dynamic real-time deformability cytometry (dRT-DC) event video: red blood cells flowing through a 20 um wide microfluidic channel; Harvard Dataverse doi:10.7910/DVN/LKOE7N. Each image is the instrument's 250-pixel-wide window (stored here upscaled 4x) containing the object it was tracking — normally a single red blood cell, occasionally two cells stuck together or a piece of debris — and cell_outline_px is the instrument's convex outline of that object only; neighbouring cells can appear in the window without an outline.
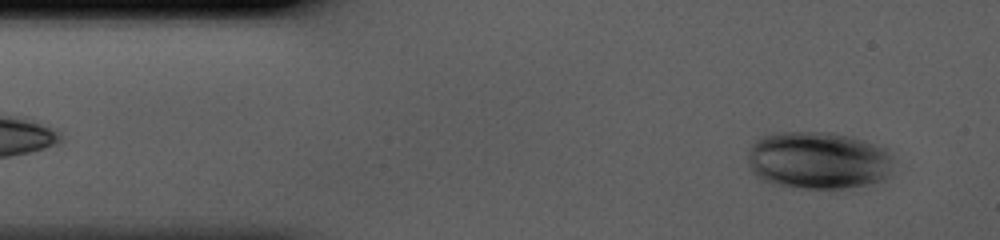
{"species": "human", "species_latin": "Homo sapiens", "temperature_condition": "cold", "stored_images_in_passage": 38, "camera_frame_rate_fps": 3000, "um_per_image_px": 0.085, "donor": {"sex": "male"}, "frame": {"image": 1, "passage_image": 2, "time_ms": 0.333, "image_size_px": [1000, 240], "cell_outline_px": [[892, 176], [884, 180], [868, 184], [844, 188], [780, 188], [760, 180], [752, 172], [748, 164], [748, 152], [752, 144], [760, 136], [776, 132], [832, 132], [864, 140], [888, 148], [892, 156]], "centroid_in_image_um": [69.54, 13.64], "position_along_channel_um": 15.5, "area_um2": 50.05}}
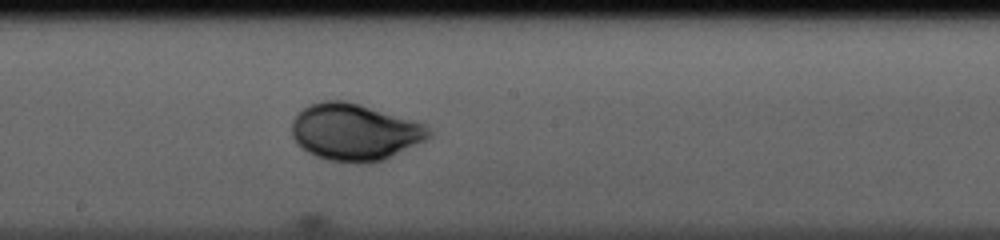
{"frame": {"image": 2, "passage_image": 21, "time_ms": 6.667, "image_size_px": [1000, 240], "cell_outline_px": [[432, 136], [384, 160], [368, 164], [356, 164], [328, 160], [316, 156], [308, 152], [292, 136], [292, 120], [304, 108], [312, 104], [324, 100], [344, 100], [360, 104], [424, 124], [432, 132]], "centroid_in_image_um": [30.15, 11.24], "position_along_channel_um": 218.1, "area_um2": 45.08}}
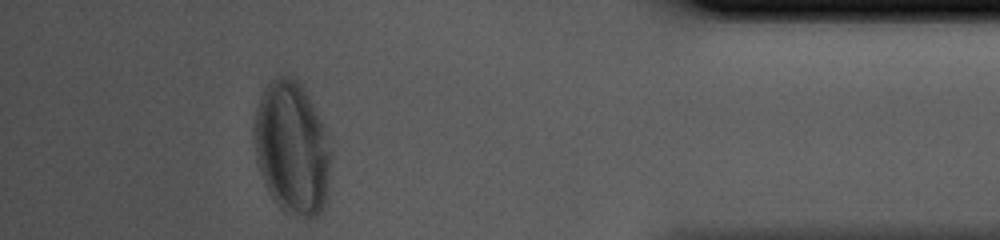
{"frame": {"image": 3, "passage_image": 37, "time_ms": 12.0, "image_size_px": [1000, 240], "cell_outline_px": [[332, 152], [328, 192], [324, 208], [312, 220], [308, 220], [292, 216], [284, 212], [280, 208], [264, 184], [256, 160], [252, 136], [252, 132], [256, 108], [260, 96], [264, 88], [272, 80], [280, 76], [292, 76], [308, 92], [328, 128]], "centroid_in_image_um": [24.86, 12.59], "position_along_channel_um": 410.3, "area_um2": 61.5}}